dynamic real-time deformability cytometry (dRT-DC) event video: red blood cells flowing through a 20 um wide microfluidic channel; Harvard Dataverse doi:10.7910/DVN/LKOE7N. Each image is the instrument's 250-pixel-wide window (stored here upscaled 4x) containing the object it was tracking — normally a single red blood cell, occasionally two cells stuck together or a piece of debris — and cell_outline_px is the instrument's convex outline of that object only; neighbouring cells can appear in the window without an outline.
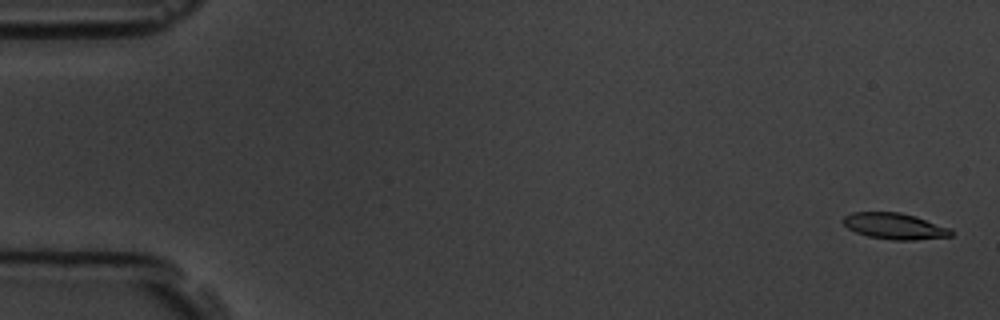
{"species": "common noctule bat (a hibernating species)", "species_latin": "Nyctalus noctula", "temperature_condition": "room temperature", "stored_images_in_passage": 7, "camera_frame_rate_fps": 3000, "um_per_image_px": 0.085, "animal": {"sex": "male", "body_mass_g": 19.5, "forearm_length_mm": 54.6}, "frame": {"image": 1, "passage_image": 1, "time_ms": 0.0, "image_size_px": [1000, 320], "cell_outline_px": [[952, 236], [916, 240], [892, 240], [868, 236], [856, 232], [848, 228], [840, 220], [844, 216], [852, 212], [900, 212], [916, 216], [952, 228]], "centroid_in_image_um": [76.06, 19.21], "position_along_channel_um": 8.9, "area_um2": 16.65}}
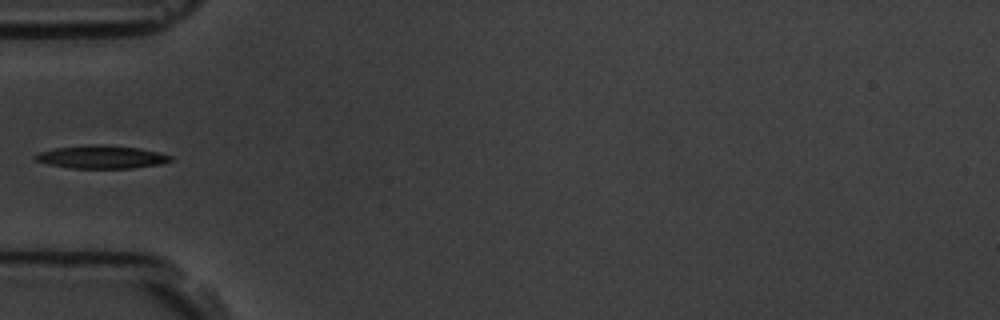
{"frame": {"image": 2, "passage_image": 6, "time_ms": 5.667, "image_size_px": [1000, 320], "cell_outline_px": [[172, 160], [160, 164], [132, 168], [72, 168], [48, 164], [36, 160], [32, 156], [40, 152], [56, 148], [92, 144], [100, 144], [140, 148], [160, 152], [172, 156]], "centroid_in_image_um": [8.65, 13.34], "position_along_channel_um": 76.4, "area_um2": 18.09}}
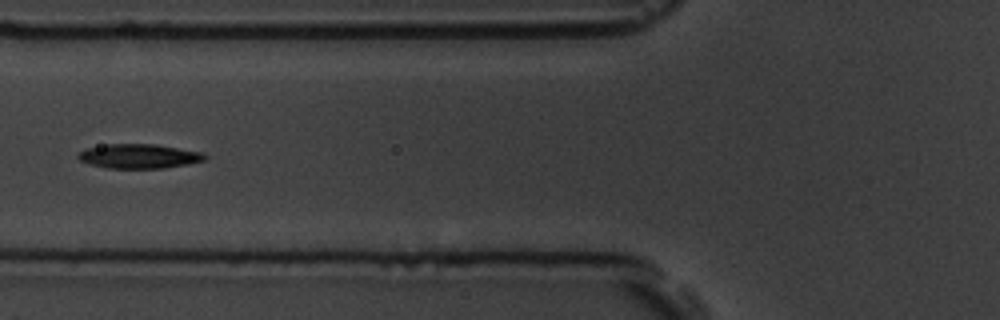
{"frame": {"image": 3, "passage_image": 7, "time_ms": 6.667, "image_size_px": [1000, 320], "cell_outline_px": [[208, 156], [204, 160], [188, 164], [164, 168], [108, 168], [88, 164], [80, 160], [76, 156], [80, 152], [88, 148], [108, 144], [156, 144], [204, 152]], "centroid_in_image_um": [11.85, 13.27], "position_along_channel_um": 114.0, "area_um2": 18.03}}